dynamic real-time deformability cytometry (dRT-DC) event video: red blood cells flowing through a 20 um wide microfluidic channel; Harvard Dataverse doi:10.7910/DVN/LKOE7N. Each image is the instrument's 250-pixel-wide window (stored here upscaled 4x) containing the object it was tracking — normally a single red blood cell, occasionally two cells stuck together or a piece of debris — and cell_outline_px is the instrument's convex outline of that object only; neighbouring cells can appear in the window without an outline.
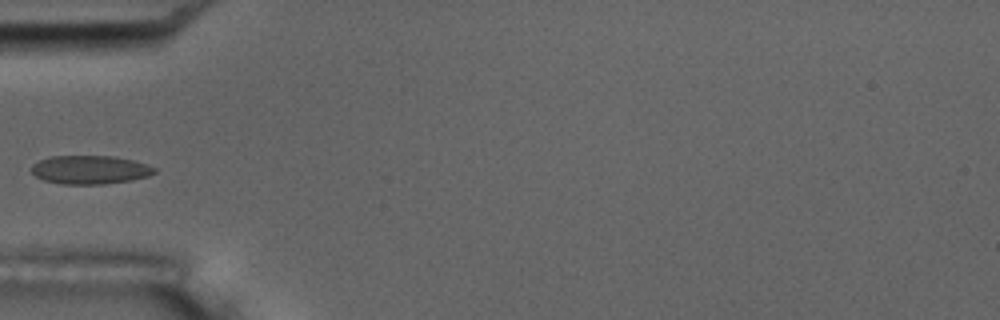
{"species": "common noctule bat (a hibernating species)", "species_latin": "Nyctalus noctula", "temperature_condition": "room temperature", "stored_images_in_passage": 31, "camera_frame_rate_fps": 3000, "um_per_image_px": 0.085, "animal": {"sex": "male", "body_mass_g": 17.5, "forearm_length_mm": 52.3}, "frame": {"image": 1, "passage_image": 1, "time_ms": 0.0, "image_size_px": [1000, 320], "cell_outline_px": [[156, 172], [148, 176], [132, 180], [104, 184], [60, 184], [44, 180], [36, 176], [32, 172], [32, 164], [48, 156], [112, 156], [132, 160], [148, 164], [156, 168]], "centroid_in_image_um": [7.66, 14.43], "position_along_channel_um": 77.3, "area_um2": 20.52}}
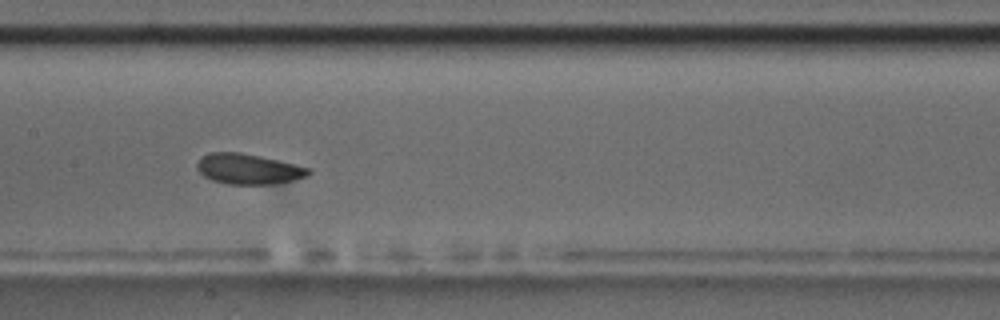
{"frame": {"image": 2, "passage_image": 10, "time_ms": 3.0, "image_size_px": [1000, 320], "cell_outline_px": [[312, 172], [308, 176], [292, 180], [272, 184], [228, 184], [212, 180], [204, 176], [196, 168], [196, 164], [200, 156], [208, 152], [240, 152], [260, 156], [312, 168]], "centroid_in_image_um": [21.09, 14.35], "position_along_channel_um": 186.3, "area_um2": 19.88}}